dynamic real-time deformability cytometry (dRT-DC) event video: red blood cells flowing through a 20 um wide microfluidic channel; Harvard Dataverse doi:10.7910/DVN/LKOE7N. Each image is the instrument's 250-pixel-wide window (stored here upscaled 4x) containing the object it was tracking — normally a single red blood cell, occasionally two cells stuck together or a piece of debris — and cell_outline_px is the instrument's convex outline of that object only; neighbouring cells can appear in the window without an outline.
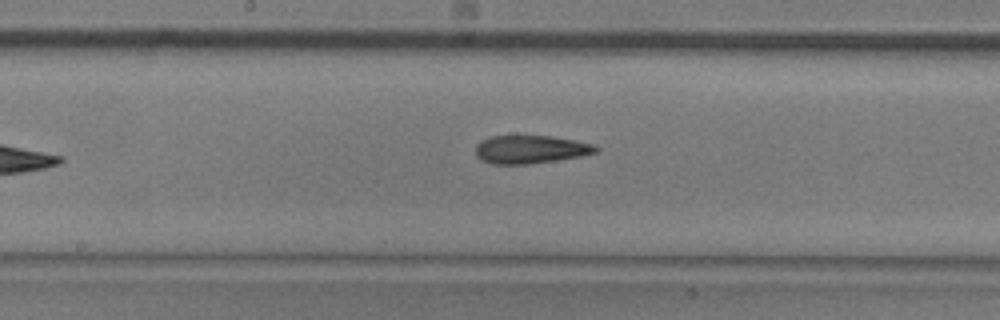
{"species": "common noctule bat (a hibernating species)", "species_latin": "Nyctalus noctula", "temperature_condition": "room temperature", "stored_images_in_passage": 8, "camera_frame_rate_fps": 3000, "um_per_image_px": 0.085, "animal": {"sex": "male", "body_mass_g": 20.5, "forearm_length_mm": 52.5}, "frame": {"image": 1, "passage_image": 8, "time_ms": 2.333, "image_size_px": [1000, 320], "cell_outline_px": [[600, 148], [596, 152], [580, 156], [556, 160], [528, 164], [492, 164], [480, 160], [476, 156], [476, 144], [480, 140], [488, 136], [552, 136], [576, 140], [592, 144]], "centroid_in_image_um": [45.05, 12.69], "position_along_channel_um": 203.2, "area_um2": 19.83}}